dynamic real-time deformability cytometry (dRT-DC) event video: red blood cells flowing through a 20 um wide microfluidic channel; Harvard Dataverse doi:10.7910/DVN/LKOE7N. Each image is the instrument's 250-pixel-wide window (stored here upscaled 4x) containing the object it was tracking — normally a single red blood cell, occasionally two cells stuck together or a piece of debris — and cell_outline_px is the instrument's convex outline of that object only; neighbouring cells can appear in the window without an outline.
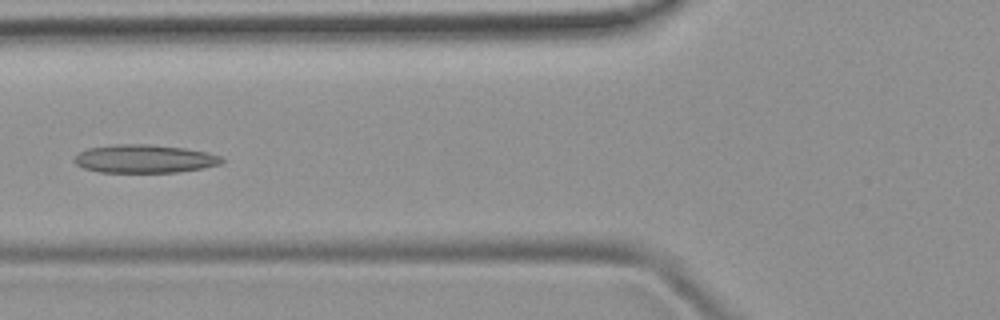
{"species": "common noctule bat (a hibernating species)", "species_latin": "Nyctalus noctula", "temperature_condition": "room temperature", "stored_images_in_passage": 39, "camera_frame_rate_fps": 3000, "um_per_image_px": 0.085, "animal": {"sex": "female", "body_mass_g": 19.9}, "frame": {"image": 1, "passage_image": 8, "time_ms": 2.333, "image_size_px": [1000, 320], "cell_outline_px": [[224, 160], [220, 164], [204, 168], [176, 172], [100, 172], [84, 168], [76, 164], [72, 160], [80, 152], [88, 148], [116, 144], [148, 144], [184, 148], [208, 152], [220, 156]], "centroid_in_image_um": [12.28, 13.49], "position_along_channel_um": 113.5, "area_um2": 24.22}}
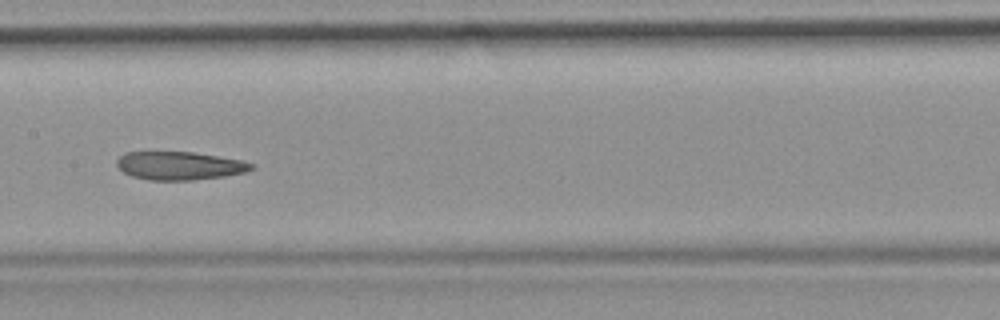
{"frame": {"image": 2, "passage_image": 14, "time_ms": 4.333, "image_size_px": [1000, 320], "cell_outline_px": [[256, 168], [248, 172], [224, 176], [192, 180], [148, 180], [132, 176], [124, 172], [116, 164], [116, 160], [124, 152], [192, 152], [240, 160], [256, 164]], "centroid_in_image_um": [15.29, 14.09], "position_along_channel_um": 192.1, "area_um2": 22.2}}
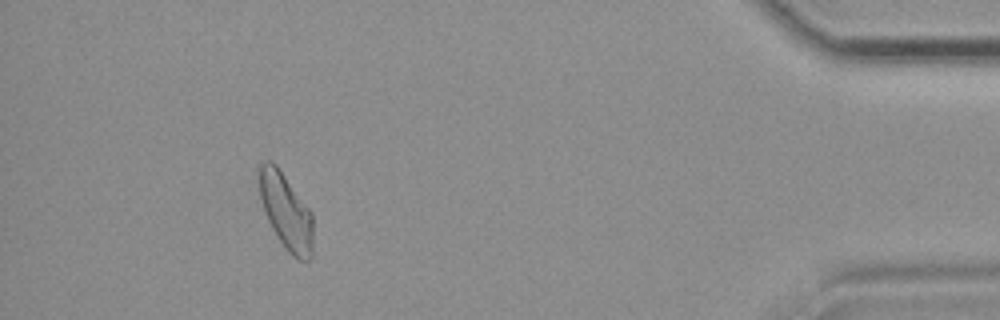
{"frame": {"image": 3, "passage_image": 35, "time_ms": 11.333, "image_size_px": [1000, 320], "cell_outline_px": [[312, 260], [296, 260], [288, 252], [276, 236], [268, 220], [260, 196], [256, 168], [264, 160], [272, 160], [276, 164], [312, 212]], "centroid_in_image_um": [24.29, 17.94], "position_along_channel_um": 410.9, "area_um2": 24.16}, "authors_computed_cell_mechanics": {"area_um2": 23.5246, "velocity_mm_per_s": 3.9394, "shape_relaxation_time_tau1_ms": null, "shape_relaxation_time_tau2_ms": 4.3611, "deformation_change_tau1": null, "deformation_change_tau2": 0.1358}}